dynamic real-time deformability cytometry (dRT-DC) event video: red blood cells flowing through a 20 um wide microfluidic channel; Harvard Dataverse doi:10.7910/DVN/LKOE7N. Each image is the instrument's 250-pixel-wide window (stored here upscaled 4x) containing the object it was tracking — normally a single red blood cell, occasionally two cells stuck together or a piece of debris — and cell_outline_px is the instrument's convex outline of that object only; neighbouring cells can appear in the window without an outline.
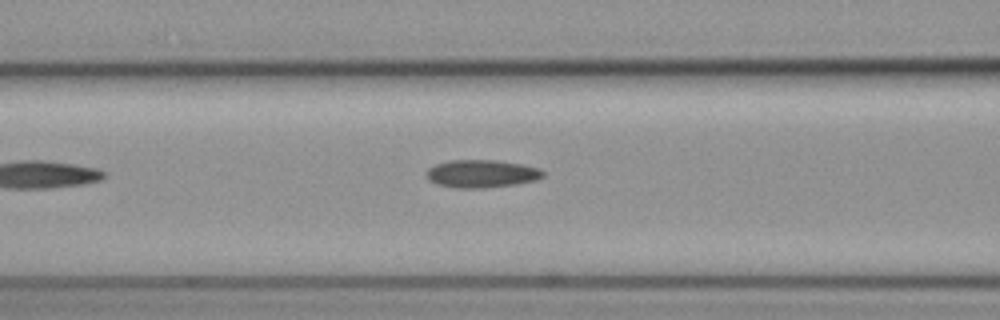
{"species": "common noctule bat (a hibernating species)", "species_latin": "Nyctalus noctula", "temperature_condition": "cold", "stored_images_in_passage": 7, "camera_frame_rate_fps": 3000, "um_per_image_px": 0.085, "animal": {"sex": "female", "body_mass_g": 19.3, "forearm_length_mm": 54.1}, "frame": {"image": 1, "passage_image": 7, "time_ms": 2.0, "image_size_px": [1000, 320], "cell_outline_px": [[544, 176], [536, 180], [516, 184], [484, 188], [456, 188], [436, 184], [428, 180], [428, 168], [436, 164], [448, 160], [496, 160], [524, 164], [540, 168], [544, 172]], "centroid_in_image_um": [40.96, 14.76], "position_along_channel_um": 125.6, "area_um2": 19.02}}